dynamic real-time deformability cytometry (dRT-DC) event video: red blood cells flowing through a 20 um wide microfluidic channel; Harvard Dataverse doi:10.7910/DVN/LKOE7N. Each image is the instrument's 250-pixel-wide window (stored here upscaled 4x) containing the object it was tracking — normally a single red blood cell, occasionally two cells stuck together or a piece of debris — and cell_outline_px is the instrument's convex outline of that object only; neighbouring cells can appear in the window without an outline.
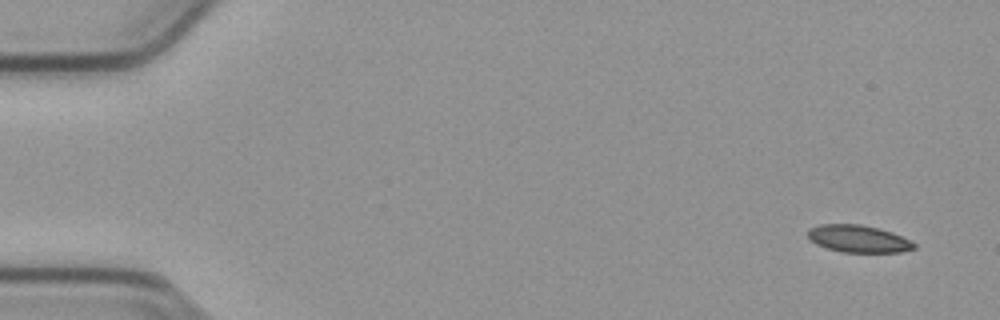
{"species": "common noctule bat (a hibernating species)", "species_latin": "Nyctalus noctula", "temperature_condition": "cold", "stored_images_in_passage": 52, "camera_frame_rate_fps": 3000, "um_per_image_px": 0.085, "animal": {"sex": "male", "body_mass_g": 23.1, "forearm_length_mm": 52.7}, "frame": {"image": 1, "passage_image": 1, "time_ms": 0.0, "image_size_px": [1000, 320], "cell_outline_px": [[916, 248], [900, 252], [840, 252], [816, 244], [808, 240], [808, 228], [820, 224], [860, 224], [892, 232], [916, 244]], "centroid_in_image_um": [72.91, 20.29], "position_along_channel_um": 12.1, "area_um2": 16.82}}
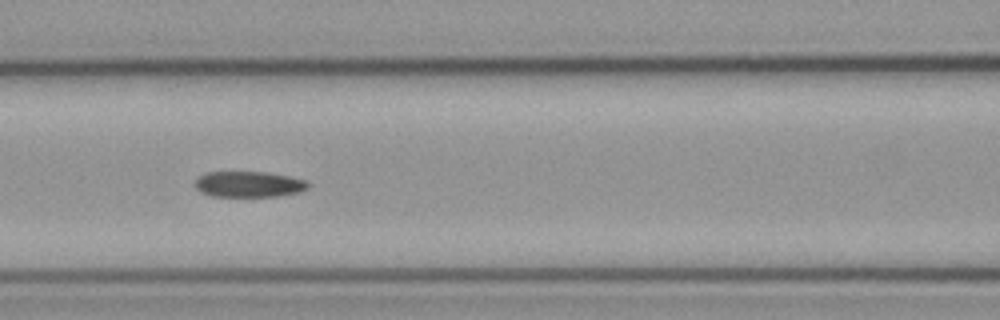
{"frame": {"image": 2, "passage_image": 22, "time_ms": 7.0, "image_size_px": [1000, 320], "cell_outline_px": [[308, 188], [300, 192], [276, 196], [212, 196], [200, 192], [196, 188], [196, 180], [200, 176], [208, 172], [264, 172], [288, 176], [308, 180]], "centroid_in_image_um": [21.17, 15.66], "position_along_channel_um": 145.4, "area_um2": 16.88}}
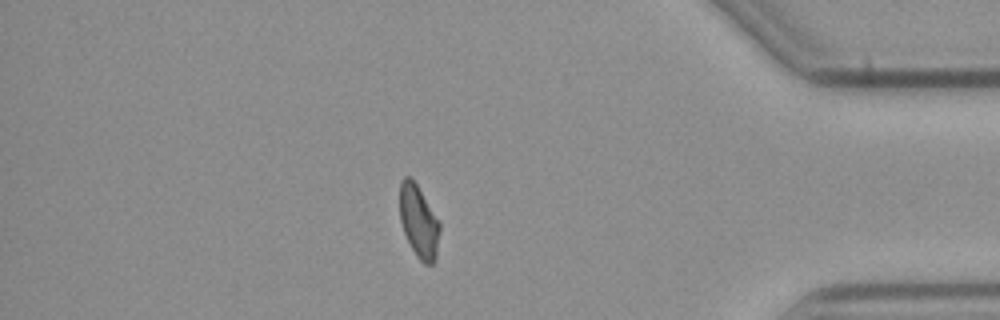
{"frame": {"image": 3, "passage_image": 45, "time_ms": 14.667, "image_size_px": [1000, 320], "cell_outline_px": [[440, 228], [436, 256], [432, 264], [424, 264], [416, 256], [404, 232], [400, 220], [400, 180], [404, 176], [408, 176], [416, 184], [440, 220]], "centroid_in_image_um": [35.6, 18.82], "position_along_channel_um": 399.6, "area_um2": 16.82}, "authors_computed_cell_mechanics": {"area_um2": 17.7735, "velocity_mm_per_s": 3.7918, "shape_relaxation_time_tau1_ms": null, "shape_relaxation_time_tau2_ms": 3.6188, "deformation_change_tau1": null, "deformation_change_tau2": 0.0795}}